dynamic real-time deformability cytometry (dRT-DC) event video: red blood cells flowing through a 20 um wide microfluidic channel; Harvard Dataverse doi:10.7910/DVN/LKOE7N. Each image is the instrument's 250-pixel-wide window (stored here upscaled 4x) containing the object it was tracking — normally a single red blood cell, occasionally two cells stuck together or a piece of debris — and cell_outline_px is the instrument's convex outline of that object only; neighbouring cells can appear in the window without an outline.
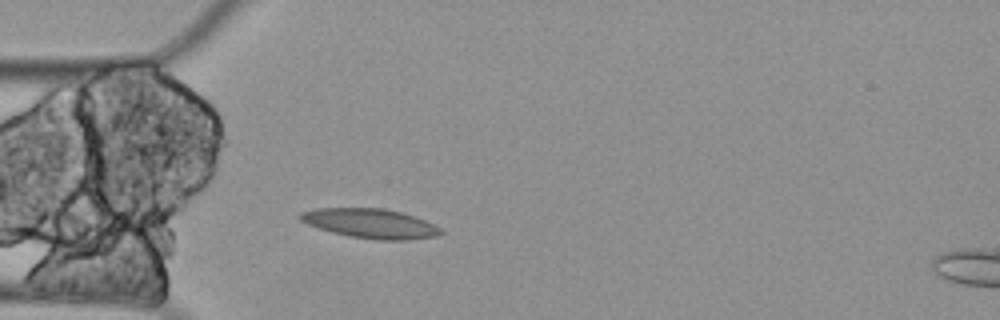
{"species": "Egyptian fruit bat (a non-hibernating species)", "species_latin": "Rousettus aegyptiacus", "temperature_condition": "cold", "stored_images_in_passage": 4, "camera_frame_rate_fps": 3000, "um_per_image_px": 0.085, "animal": {"sex": "female"}, "frame": {"image": 1, "passage_image": 4, "time_ms": 1.0, "image_size_px": [1000, 320], "cell_outline_px": [[444, 232], [436, 236], [408, 240], [376, 240], [348, 236], [332, 232], [308, 224], [300, 220], [296, 216], [300, 212], [316, 208], [384, 208], [400, 212], [424, 220], [440, 228]], "centroid_in_image_um": [31.45, 18.99], "position_along_channel_um": 53.6, "area_um2": 24.1}}